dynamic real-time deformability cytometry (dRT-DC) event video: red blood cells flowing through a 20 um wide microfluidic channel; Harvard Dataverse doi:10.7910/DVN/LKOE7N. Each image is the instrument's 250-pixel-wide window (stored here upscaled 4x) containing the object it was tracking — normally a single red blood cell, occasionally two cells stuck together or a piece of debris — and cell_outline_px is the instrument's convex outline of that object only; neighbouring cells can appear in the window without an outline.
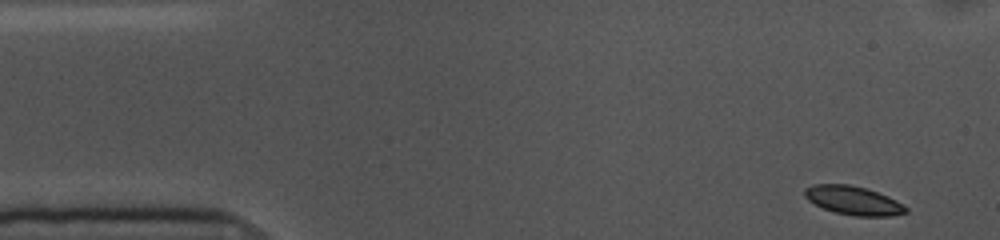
{"species": "common noctule bat (a hibernating species)", "species_latin": "Nyctalus noctula", "temperature_condition": "cold", "stored_images_in_passage": 53, "camera_frame_rate_fps": 3000, "um_per_image_px": 0.085, "animal": {"sex": "female", "body_mass_g": 10.0, "forearm_length_mm": 53.1}, "frame": {"image": 1, "passage_image": 1, "time_ms": 0.0, "image_size_px": [1000, 240], "cell_outline_px": [[908, 212], [892, 216], [856, 216], [836, 212], [824, 208], [808, 200], [804, 196], [804, 188], [812, 184], [848, 184], [864, 188], [888, 196], [904, 204], [908, 208]], "centroid_in_image_um": [72.54, 17.04], "position_along_channel_um": 12.5, "area_um2": 16.88}}
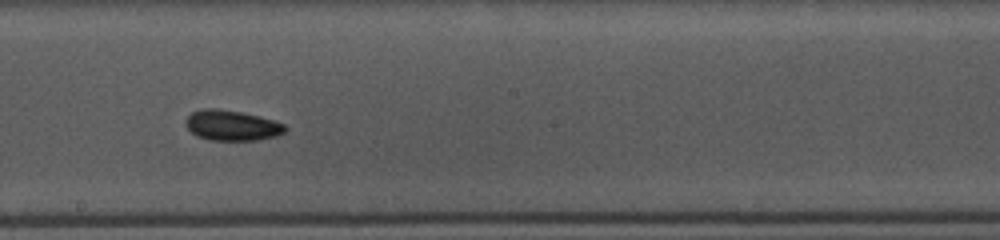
{"frame": {"image": 2, "passage_image": 27, "time_ms": 8.667, "image_size_px": [1000, 240], "cell_outline_px": [[288, 128], [284, 132], [276, 136], [256, 140], [208, 140], [196, 136], [184, 124], [184, 120], [192, 112], [204, 108], [220, 108], [260, 116], [284, 124]], "centroid_in_image_um": [19.68, 10.65], "position_along_channel_um": 228.5, "area_um2": 17.69}}
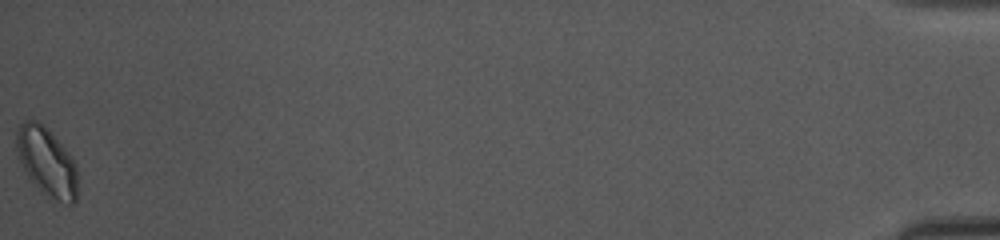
{"frame": {"image": 3, "passage_image": 53, "time_ms": 17.333, "image_size_px": [1000, 240], "cell_outline_px": [[76, 200], [72, 204], [68, 204], [44, 196], [40, 192], [24, 172], [16, 148], [16, 132], [20, 124], [24, 120], [36, 120], [48, 128], [72, 156], [76, 164]], "centroid_in_image_um": [3.96, 13.76], "position_along_channel_um": 431.2, "area_um2": 24.68}, "authors_computed_cell_mechanics": {"area_um2": 17.34, "velocity_mm_per_s": 3.5549, "shape_relaxation_time_tau1_ms": 1.7466, "shape_relaxation_time_tau2_ms": null, "deformation_change_tau1": 0.0717, "deformation_change_tau2": null}}